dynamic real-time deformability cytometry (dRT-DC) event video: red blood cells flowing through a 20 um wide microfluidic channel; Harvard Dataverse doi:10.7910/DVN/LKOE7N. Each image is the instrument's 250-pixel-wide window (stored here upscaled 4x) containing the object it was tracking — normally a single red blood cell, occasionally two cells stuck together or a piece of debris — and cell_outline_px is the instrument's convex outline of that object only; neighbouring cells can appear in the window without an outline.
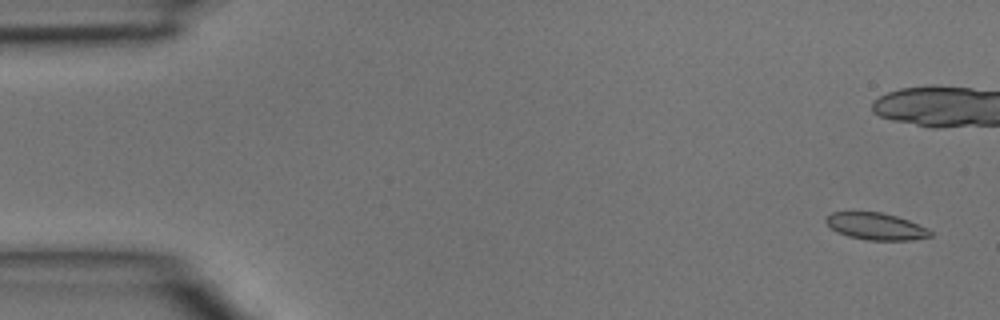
{"species": "common noctule bat (a hibernating species)", "species_latin": "Nyctalus noctula", "temperature_condition": "room temperature", "stored_images_in_passage": 4, "camera_frame_rate_fps": 3000, "um_per_image_px": 0.085, "animal": {"sex": "male", "body_mass_g": 15.6}, "frame": {"image": 1, "passage_image": 1, "time_ms": 0.0, "image_size_px": [1000, 320], "cell_outline_px": [[932, 236], [912, 240], [868, 240], [848, 236], [836, 232], [824, 220], [832, 212], [880, 212], [896, 216], [908, 220], [928, 228], [932, 232]], "centroid_in_image_um": [74.47, 19.24], "position_along_channel_um": 10.5, "area_um2": 16.3}}